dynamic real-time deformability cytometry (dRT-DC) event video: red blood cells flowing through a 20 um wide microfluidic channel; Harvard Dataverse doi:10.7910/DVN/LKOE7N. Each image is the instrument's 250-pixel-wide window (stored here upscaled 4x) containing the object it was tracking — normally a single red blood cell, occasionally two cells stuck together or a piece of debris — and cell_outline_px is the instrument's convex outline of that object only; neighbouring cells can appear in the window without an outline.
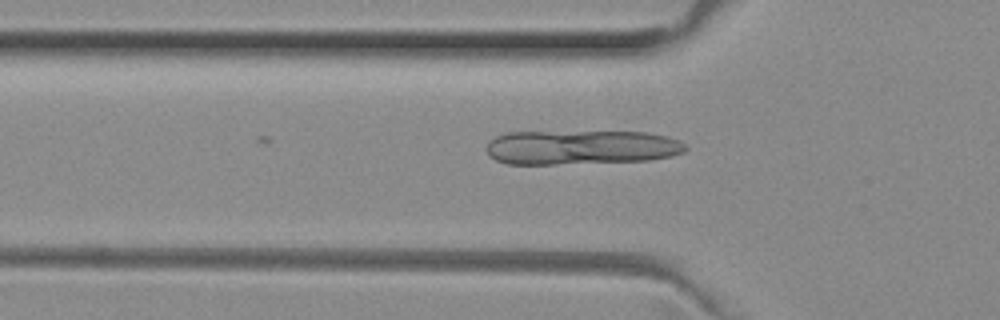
{"species": "common noctule bat (a hibernating species)", "species_latin": "Nyctalus noctula", "temperature_condition": "room temperature", "stored_images_in_passage": 7, "camera_frame_rate_fps": 3000, "um_per_image_px": 0.085, "animal": {"sex": "female", "body_mass_g": 29.2, "forearm_length_mm": 56.3}, "frame": {"image": 1, "passage_image": 2, "time_ms": 0.333, "image_size_px": [1000, 320], "cell_outline_px": [[688, 148], [684, 152], [672, 156], [648, 160], [556, 164], [508, 164], [496, 160], [488, 152], [488, 144], [496, 136], [508, 132], [648, 132], [668, 136], [684, 144]], "centroid_in_image_um": [49.43, 12.52], "position_along_channel_um": 76.4, "area_um2": 39.71}}
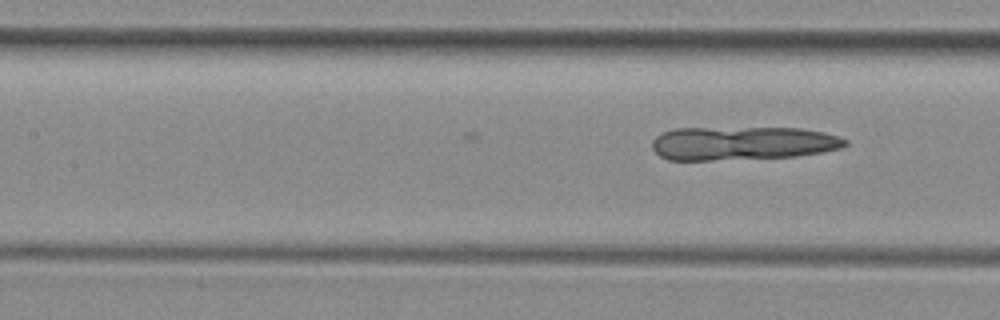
{"frame": {"image": 2, "passage_image": 7, "time_ms": 2.0, "image_size_px": [1000, 320], "cell_outline_px": [[848, 144], [840, 148], [824, 152], [796, 156], [712, 160], [668, 160], [660, 156], [652, 148], [652, 140], [656, 136], [664, 132], [676, 128], [800, 128], [824, 132], [848, 140]], "centroid_in_image_um": [63.11, 12.17], "position_along_channel_um": 144.3, "area_um2": 37.8}}